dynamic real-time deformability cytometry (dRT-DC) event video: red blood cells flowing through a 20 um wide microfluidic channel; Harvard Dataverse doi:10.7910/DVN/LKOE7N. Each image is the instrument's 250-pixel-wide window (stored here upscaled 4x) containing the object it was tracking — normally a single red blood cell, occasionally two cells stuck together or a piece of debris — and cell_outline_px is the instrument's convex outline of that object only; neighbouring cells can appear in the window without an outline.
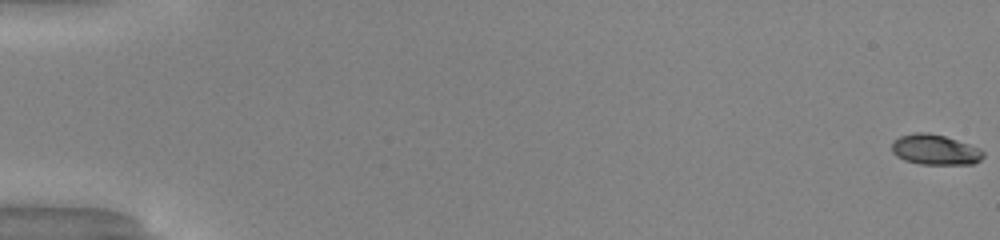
{"species": "common noctule bat (a hibernating species)", "species_latin": "Nyctalus noctula", "temperature_condition": "warm", "stored_images_in_passage": 52, "camera_frame_rate_fps": 3000, "um_per_image_px": 0.085, "animal": {"sex": "male", "body_mass_g": 20.0, "forearm_length_mm": 53.3}, "frame": {"image": 1, "passage_image": 1, "time_ms": 0.0, "image_size_px": [1000, 240], "cell_outline_px": [[984, 156], [980, 160], [972, 164], [920, 164], [904, 160], [896, 156], [892, 152], [892, 140], [900, 136], [916, 132], [928, 132], [944, 136], [980, 148], [984, 152]], "centroid_in_image_um": [79.46, 12.72], "position_along_channel_um": 5.5, "area_um2": 16.18}}
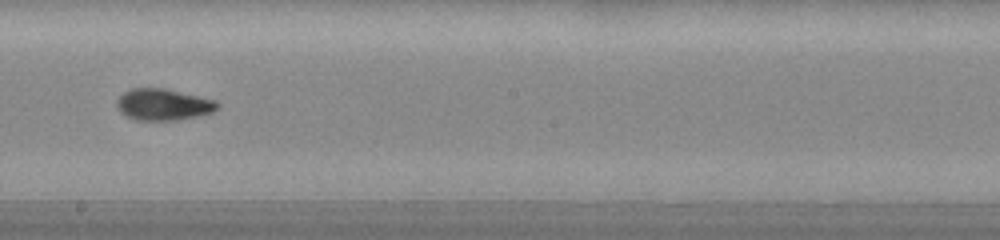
{"frame": {"image": 2, "passage_image": 31, "time_ms": 10.0, "image_size_px": [1000, 240], "cell_outline_px": [[220, 104], [212, 112], [176, 120], [136, 120], [120, 112], [116, 108], [116, 100], [124, 92], [132, 88], [164, 88], [216, 100]], "centroid_in_image_um": [13.84, 8.88], "position_along_channel_um": 234.4, "area_um2": 18.32}}
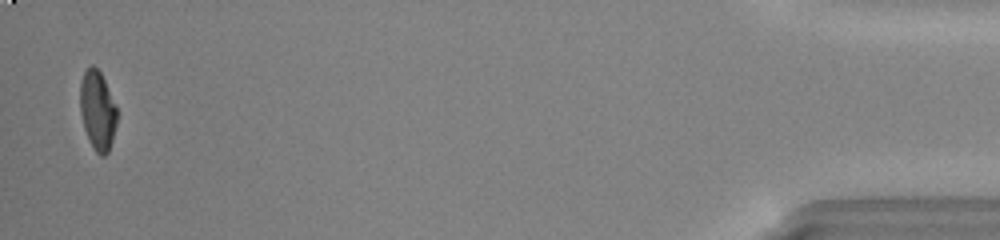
{"frame": {"image": 3, "passage_image": 51, "time_ms": 16.667, "image_size_px": [1000, 240], "cell_outline_px": [[116, 124], [112, 140], [108, 152], [104, 156], [100, 156], [96, 152], [84, 128], [80, 112], [80, 80], [84, 72], [92, 64], [100, 72], [116, 104]], "centroid_in_image_um": [8.28, 9.37], "position_along_channel_um": 426.9, "area_um2": 16.82}, "authors_computed_cell_mechanics": {"area_um2": 17.5423, "velocity_mm_per_s": 4.1526, "shape_relaxation_time_tau1_ms": 5.4693, "shape_relaxation_time_tau2_ms": 1.4566, "deformation_change_tau1": 0.2471, "deformation_change_tau2": 0.0658}}